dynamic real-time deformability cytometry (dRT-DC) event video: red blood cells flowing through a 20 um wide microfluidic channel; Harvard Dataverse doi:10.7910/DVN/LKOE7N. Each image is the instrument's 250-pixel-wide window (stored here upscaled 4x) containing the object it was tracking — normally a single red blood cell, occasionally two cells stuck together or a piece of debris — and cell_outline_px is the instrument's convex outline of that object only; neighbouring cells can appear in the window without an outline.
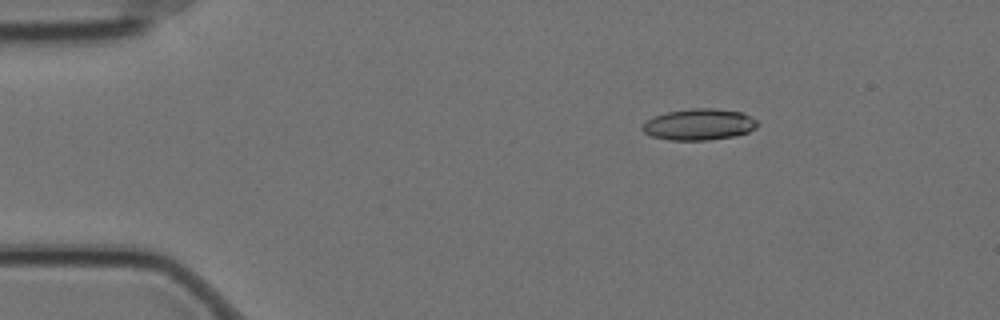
{"species": "Egyptian fruit bat (a non-hibernating species)", "species_latin": "Rousettus aegyptiacus", "temperature_condition": "cold", "stored_images_in_passage": 5, "camera_frame_rate_fps": 3000, "um_per_image_px": 0.085, "animal": {"sex": "female"}, "frame": {"image": 1, "passage_image": 2, "time_ms": 0.333, "image_size_px": [1000, 320], "cell_outline_px": [[760, 124], [756, 128], [748, 132], [732, 136], [708, 140], [668, 140], [652, 136], [644, 132], [640, 128], [652, 116], [668, 112], [692, 108], [716, 108], [740, 112], [756, 120]], "centroid_in_image_um": [59.41, 10.58], "position_along_channel_um": 25.6, "area_um2": 20.92}}
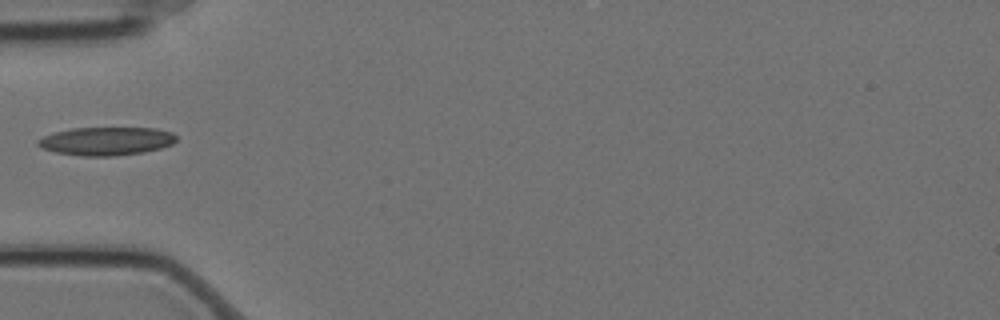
{"frame": {"image": 2, "passage_image": 5, "time_ms": 1.333, "image_size_px": [1000, 320], "cell_outline_px": [[176, 140], [172, 144], [160, 148], [144, 152], [112, 156], [80, 156], [56, 152], [44, 148], [36, 144], [36, 140], [44, 136], [56, 132], [72, 128], [156, 128], [172, 132], [176, 136]], "centroid_in_image_um": [9.05, 11.99], "position_along_channel_um": 76.0, "area_um2": 22.72}}